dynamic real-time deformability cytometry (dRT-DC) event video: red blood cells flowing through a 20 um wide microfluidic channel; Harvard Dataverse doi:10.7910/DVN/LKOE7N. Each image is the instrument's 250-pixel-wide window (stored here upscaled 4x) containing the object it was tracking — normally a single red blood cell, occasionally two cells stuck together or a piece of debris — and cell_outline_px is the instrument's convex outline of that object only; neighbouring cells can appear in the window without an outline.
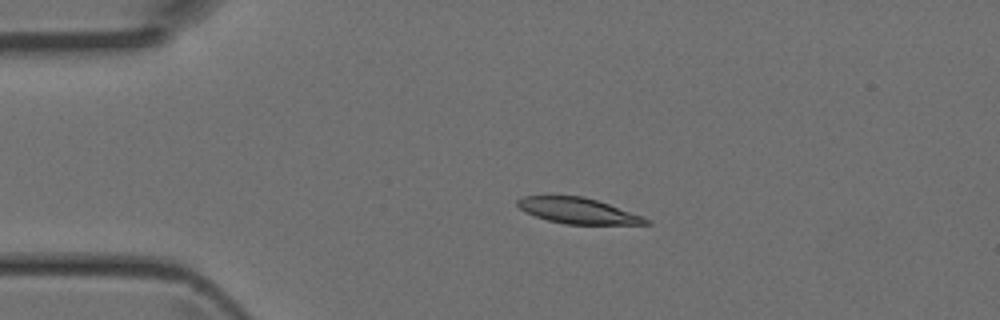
{"species": "Egyptian fruit bat (a non-hibernating species)", "species_latin": "Rousettus aegyptiacus", "temperature_condition": "room temperature", "stored_images_in_passage": 5, "camera_frame_rate_fps": 3000, "um_per_image_px": 0.085, "animal": {"sex": "female"}, "frame": {"image": 1, "passage_image": 2, "time_ms": 0.333, "image_size_px": [1000, 320], "cell_outline_px": [[652, 224], [564, 224], [548, 220], [536, 216], [520, 208], [516, 204], [516, 200], [524, 196], [584, 196], [644, 216], [652, 220]], "centroid_in_image_um": [49.17, 17.92], "position_along_channel_um": 35.8, "area_um2": 19.13}}
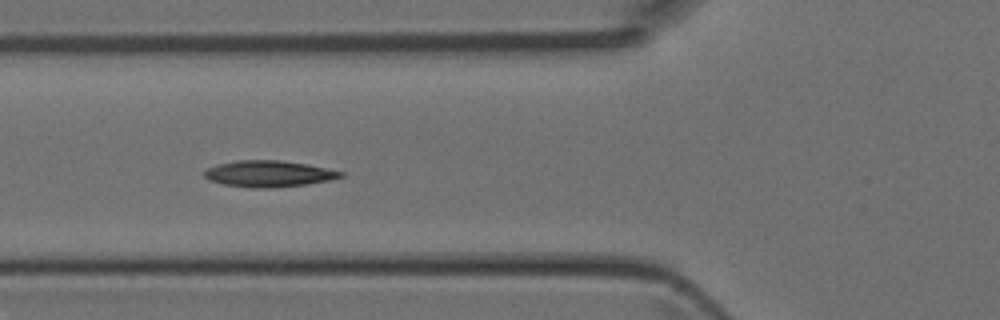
{"frame": {"image": 2, "passage_image": 4, "time_ms": 1.0, "image_size_px": [1000, 320], "cell_outline_px": [[344, 176], [328, 180], [308, 184], [268, 188], [252, 188], [224, 184], [208, 180], [204, 176], [204, 172], [208, 168], [220, 164], [236, 160], [280, 160], [308, 164], [344, 172]], "centroid_in_image_um": [22.85, 14.77], "position_along_channel_um": 103.0, "area_um2": 20.81}}
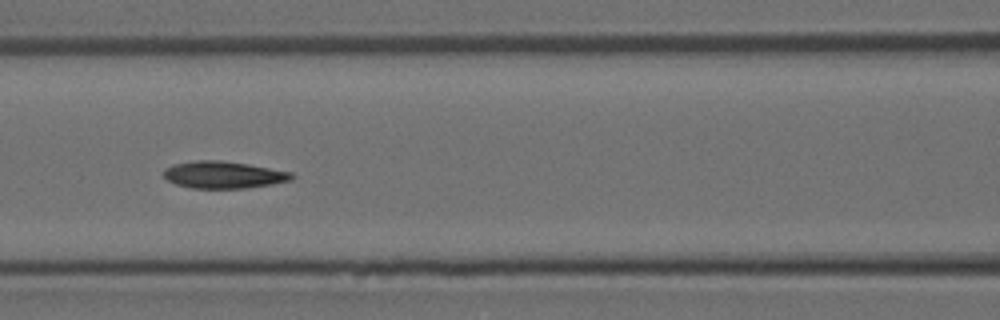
{"frame": {"image": 3, "passage_image": 5, "time_ms": 1.333, "image_size_px": [1000, 320], "cell_outline_px": [[296, 176], [292, 180], [272, 184], [244, 188], [192, 188], [176, 184], [168, 180], [164, 176], [164, 168], [172, 164], [196, 160], [220, 160], [248, 164], [292, 172]], "centroid_in_image_um": [19.01, 14.85], "position_along_channel_um": 147.6, "area_um2": 20.23}}